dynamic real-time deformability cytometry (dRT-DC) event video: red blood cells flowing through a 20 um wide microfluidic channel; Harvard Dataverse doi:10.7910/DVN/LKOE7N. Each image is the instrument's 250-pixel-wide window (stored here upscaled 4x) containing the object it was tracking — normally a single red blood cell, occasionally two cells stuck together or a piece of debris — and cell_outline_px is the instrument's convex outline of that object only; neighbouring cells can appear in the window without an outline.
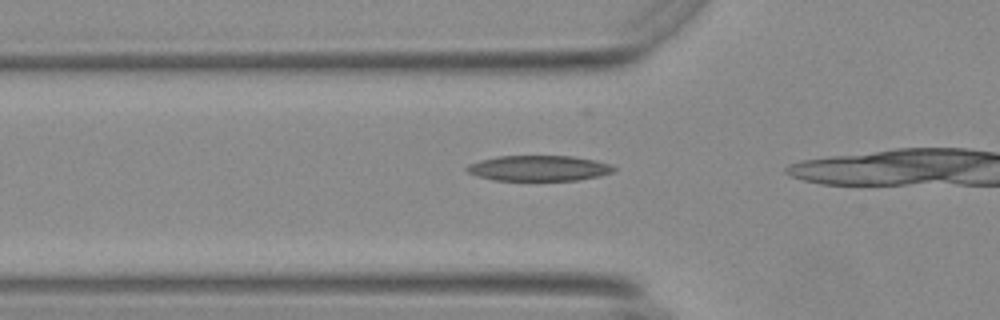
{"species": "Egyptian fruit bat (a non-hibernating species)", "species_latin": "Rousettus aegyptiacus", "temperature_condition": "warm", "stored_images_in_passage": 8, "camera_frame_rate_fps": 3000, "um_per_image_px": 0.085, "animal": {"sex": "female"}, "frame": {"image": 1, "passage_image": 3, "time_ms": 0.667, "image_size_px": [1000, 320], "cell_outline_px": [[616, 172], [600, 176], [576, 180], [492, 180], [476, 176], [468, 172], [464, 168], [468, 164], [480, 160], [496, 156], [572, 156], [596, 160], [608, 164], [616, 168]], "centroid_in_image_um": [45.79, 14.3], "position_along_channel_um": 80.0, "area_um2": 21.96}}
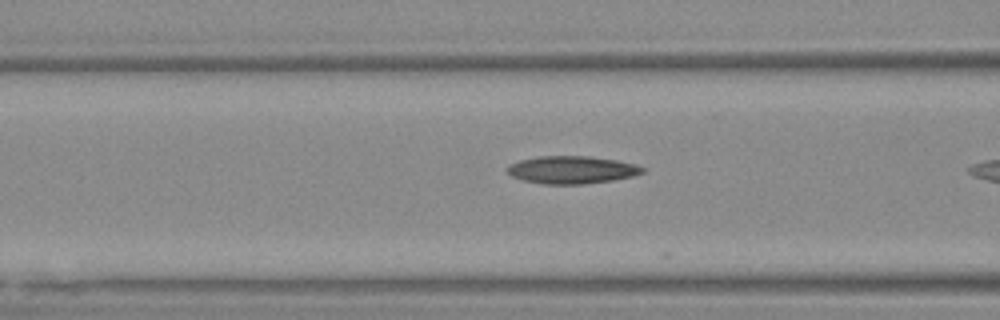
{"frame": {"image": 2, "passage_image": 6, "time_ms": 1.667, "image_size_px": [1000, 320], "cell_outline_px": [[644, 172], [632, 176], [612, 180], [584, 184], [544, 184], [524, 180], [512, 176], [504, 168], [508, 164], [520, 160], [536, 156], [588, 156], [616, 160], [636, 164], [644, 168]], "centroid_in_image_um": [48.57, 14.43], "position_along_channel_um": 118.0, "area_um2": 21.79}}